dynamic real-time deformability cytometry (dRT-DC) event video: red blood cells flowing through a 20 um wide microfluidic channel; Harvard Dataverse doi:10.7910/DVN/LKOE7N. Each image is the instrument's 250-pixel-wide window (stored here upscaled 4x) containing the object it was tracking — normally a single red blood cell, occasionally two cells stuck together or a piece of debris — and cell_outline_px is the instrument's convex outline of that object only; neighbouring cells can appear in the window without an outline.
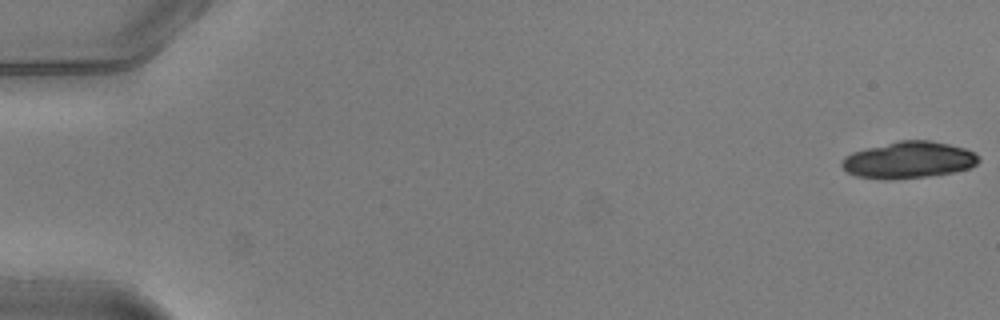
{"species": "common noctule bat (a hibernating species)", "species_latin": "Nyctalus noctula", "temperature_condition": "warm", "stored_images_in_passage": 40, "camera_frame_rate_fps": 3000, "um_per_image_px": 0.085, "animal": {"sex": "male", "body_mass_g": 20.5, "forearm_length_mm": 52.5}, "frame": {"image": 1, "passage_image": 1, "time_ms": 0.0, "image_size_px": [1000, 320], "cell_outline_px": [[980, 160], [976, 164], [968, 168], [952, 172], [928, 176], [888, 180], [884, 180], [856, 176], [848, 172], [840, 164], [844, 156], [852, 152], [900, 140], [928, 140], [948, 144], [964, 148], [976, 152], [980, 156]], "centroid_in_image_um": [77.24, 13.6], "position_along_channel_um": 7.8, "area_um2": 29.19}}
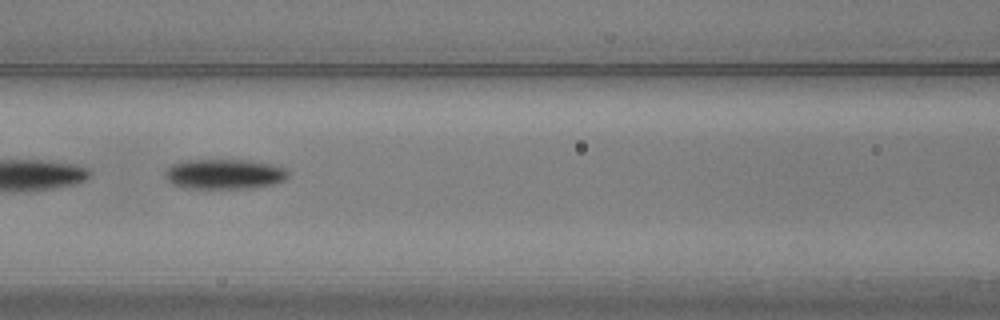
{"frame": {"image": 2, "passage_image": 24, "time_ms": 7.667, "image_size_px": [1000, 320], "cell_outline_px": [[288, 176], [284, 180], [272, 184], [252, 188], [188, 188], [172, 184], [164, 176], [164, 172], [172, 164], [184, 160], [248, 160], [280, 164], [288, 172]], "centroid_in_image_um": [19.1, 14.78], "position_along_channel_um": 147.5, "area_um2": 21.73}}